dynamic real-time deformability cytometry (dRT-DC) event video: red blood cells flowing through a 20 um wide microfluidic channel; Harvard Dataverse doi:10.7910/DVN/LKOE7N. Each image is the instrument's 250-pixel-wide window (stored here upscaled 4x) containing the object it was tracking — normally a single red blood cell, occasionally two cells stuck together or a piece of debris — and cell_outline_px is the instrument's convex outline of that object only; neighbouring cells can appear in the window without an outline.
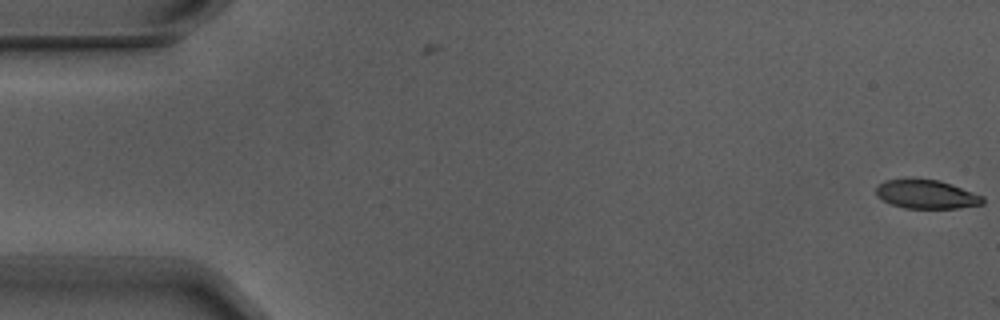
{"species": "Egyptian fruit bat (a non-hibernating species)", "species_latin": "Rousettus aegyptiacus", "temperature_condition": "warm", "stored_images_in_passage": 5, "camera_frame_rate_fps": 3000, "um_per_image_px": 0.085, "animal": {"sex": "male"}, "frame": {"image": 1, "passage_image": 1, "time_ms": 0.0, "image_size_px": [1000, 320], "cell_outline_px": [[984, 204], [956, 208], [904, 208], [892, 204], [884, 200], [876, 192], [876, 188], [884, 180], [940, 180], [984, 196]], "centroid_in_image_um": [78.8, 16.53], "position_along_channel_um": 6.2, "area_um2": 17.46}}